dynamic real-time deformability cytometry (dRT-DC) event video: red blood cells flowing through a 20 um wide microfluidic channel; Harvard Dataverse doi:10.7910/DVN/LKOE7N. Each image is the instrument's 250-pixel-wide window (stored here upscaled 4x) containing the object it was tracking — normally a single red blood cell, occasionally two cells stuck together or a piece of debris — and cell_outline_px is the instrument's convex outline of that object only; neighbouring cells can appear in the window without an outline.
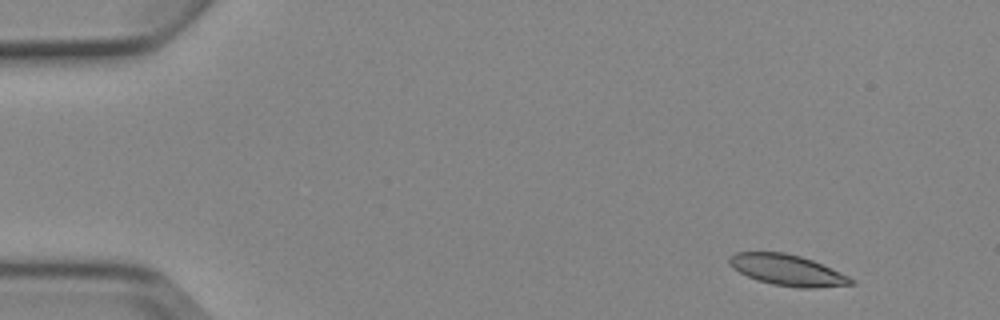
{"species": "Egyptian fruit bat (a non-hibernating species)", "species_latin": "Rousettus aegyptiacus", "temperature_condition": "cold", "stored_images_in_passage": 4, "camera_frame_rate_fps": 3000, "um_per_image_px": 0.085, "animal": {"sex": "female"}, "frame": {"image": 1, "passage_image": 1, "time_ms": 0.0, "image_size_px": [1000, 320], "cell_outline_px": [[856, 284], [816, 288], [800, 288], [772, 284], [756, 280], [732, 268], [728, 264], [728, 256], [736, 252], [784, 252], [800, 256], [812, 260], [848, 276], [856, 280]], "centroid_in_image_um": [66.91, 22.96], "position_along_channel_um": 18.1, "area_um2": 22.02}}
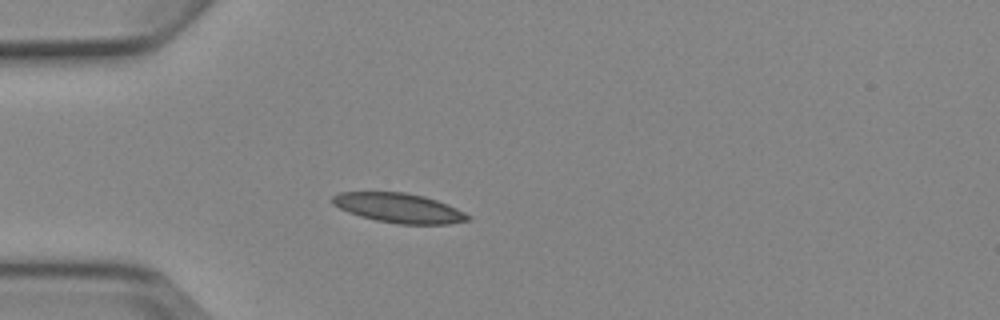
{"frame": {"image": 2, "passage_image": 4, "time_ms": 3.333, "image_size_px": [1000, 320], "cell_outline_px": [[472, 220], [448, 224], [400, 224], [376, 220], [360, 216], [348, 212], [332, 204], [332, 196], [340, 192], [404, 192], [424, 196], [448, 204], [472, 216]], "centroid_in_image_um": [33.93, 17.68], "position_along_channel_um": 51.1, "area_um2": 23.35}}